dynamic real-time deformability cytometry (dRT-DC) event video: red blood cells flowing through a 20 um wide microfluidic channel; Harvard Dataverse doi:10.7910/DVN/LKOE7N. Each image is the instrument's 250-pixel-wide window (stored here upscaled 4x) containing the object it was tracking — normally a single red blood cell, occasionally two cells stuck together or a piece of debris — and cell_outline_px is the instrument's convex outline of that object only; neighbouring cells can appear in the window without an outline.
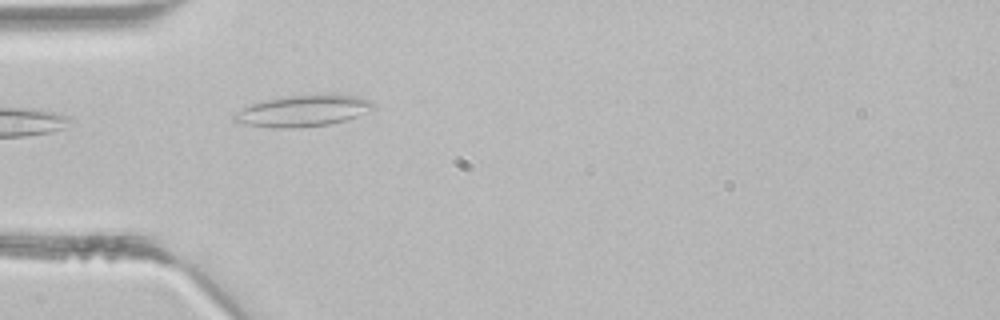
{"species": "common noctule bat (a hibernating species)", "species_latin": "Nyctalus noctula", "temperature_condition": "room temperature", "stored_images_in_passage": 3, "camera_frame_rate_fps": 3000, "um_per_image_px": 0.085, "animal": {"sex": "male", "body_mass_g": 21.5, "forearm_length_mm": 52.0}, "frame": {"image": 1, "passage_image": 3, "time_ms": 0.667, "image_size_px": [1000, 320], "cell_outline_px": [[376, 108], [356, 116], [344, 120], [328, 124], [296, 128], [280, 128], [244, 124], [232, 120], [232, 116], [236, 112], [252, 104], [264, 100], [288, 96], [316, 92], [332, 92], [360, 96], [372, 100], [376, 104]], "centroid_in_image_um": [25.85, 9.37], "position_along_channel_um": 59.1, "area_um2": 26.07}}